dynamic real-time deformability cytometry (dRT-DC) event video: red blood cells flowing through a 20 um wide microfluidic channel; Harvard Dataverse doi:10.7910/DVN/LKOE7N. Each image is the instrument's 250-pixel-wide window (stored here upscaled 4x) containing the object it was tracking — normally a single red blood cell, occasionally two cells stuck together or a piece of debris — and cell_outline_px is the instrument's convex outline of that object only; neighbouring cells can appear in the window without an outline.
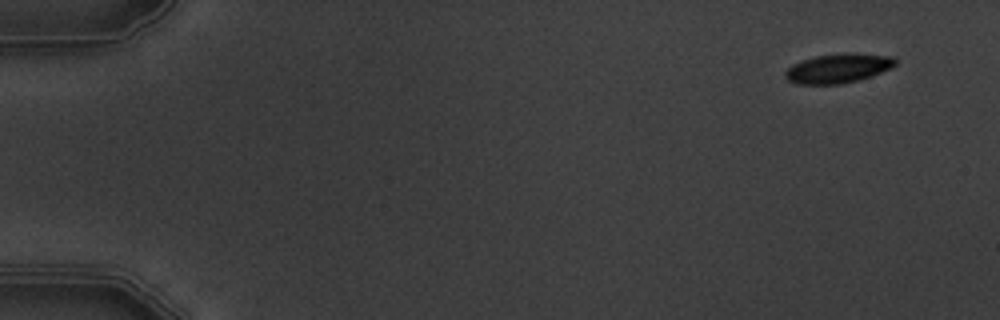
{"species": "common noctule bat (a hibernating species)", "species_latin": "Nyctalus noctula", "temperature_condition": "warm", "stored_images_in_passage": 2, "camera_frame_rate_fps": 3000, "um_per_image_px": 0.085, "animal": {"sex": "male", "body_mass_g": 19.5, "forearm_length_mm": 54.6}, "frame": {"image": 1, "passage_image": 2, "time_ms": 1.333, "image_size_px": [1000, 320], "cell_outline_px": [[896, 64], [892, 68], [872, 76], [840, 84], [796, 84], [788, 80], [784, 76], [784, 72], [792, 64], [800, 60], [816, 56], [856, 52], [896, 56]], "centroid_in_image_um": [71.27, 5.79], "position_along_channel_um": 13.7, "area_um2": 19.07}}